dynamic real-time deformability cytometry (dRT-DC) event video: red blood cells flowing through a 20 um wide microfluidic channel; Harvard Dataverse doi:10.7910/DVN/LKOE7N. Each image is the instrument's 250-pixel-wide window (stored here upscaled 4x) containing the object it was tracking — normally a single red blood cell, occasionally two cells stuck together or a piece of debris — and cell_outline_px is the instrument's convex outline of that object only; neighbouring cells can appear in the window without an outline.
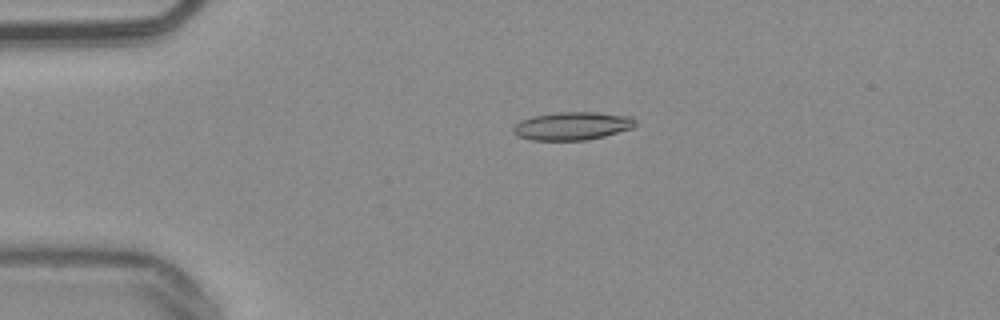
{"species": "common noctule bat (a hibernating species)", "species_latin": "Nyctalus noctula", "temperature_condition": "warm", "stored_images_in_passage": 49, "camera_frame_rate_fps": 3000, "um_per_image_px": 0.085, "animal": {"sex": "male", "body_mass_g": 20.4}, "frame": {"image": 1, "passage_image": 8, "time_ms": 2.333, "image_size_px": [1000, 320], "cell_outline_px": [[636, 124], [632, 128], [604, 136], [588, 140], [532, 140], [516, 136], [512, 132], [512, 128], [520, 120], [532, 116], [556, 112], [596, 112], [632, 116], [636, 120]], "centroid_in_image_um": [48.63, 10.7], "position_along_channel_um": 36.4, "area_um2": 20.17}}
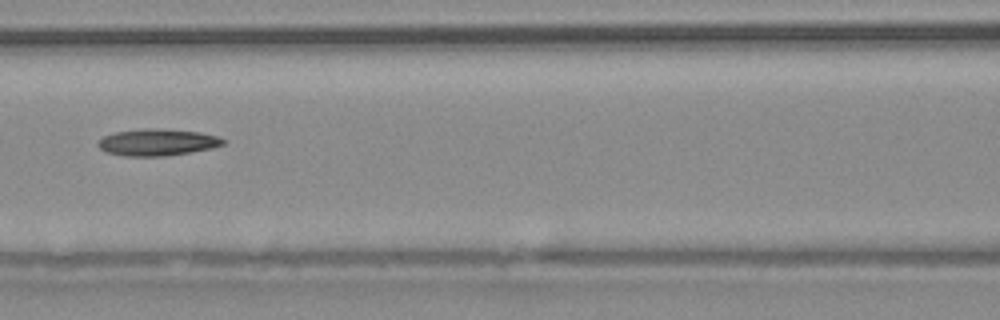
{"frame": {"image": 2, "passage_image": 20, "time_ms": 6.333, "image_size_px": [1000, 320], "cell_outline_px": [[224, 144], [212, 148], [168, 156], [124, 156], [104, 152], [96, 144], [104, 136], [116, 132], [144, 128], [152, 128], [200, 132], [216, 136], [224, 140]], "centroid_in_image_um": [13.34, 12.1], "position_along_channel_um": 153.3, "area_um2": 19.42}}
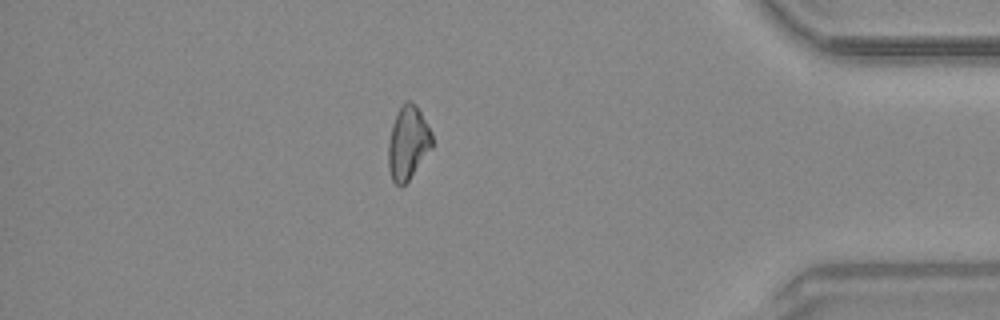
{"frame": {"image": 3, "passage_image": 42, "time_ms": 13.667, "image_size_px": [1000, 320], "cell_outline_px": [[432, 148], [408, 180], [400, 188], [392, 180], [388, 168], [388, 144], [392, 124], [400, 108], [408, 100], [412, 100], [420, 112], [432, 132]], "centroid_in_image_um": [34.67, 12.17], "position_along_channel_um": 400.5, "area_um2": 18.55}, "authors_computed_cell_mechanics": {"area_um2": 19.1896, "velocity_mm_per_s": 3.8604, "shape_relaxation_time_tau1_ms": null, "shape_relaxation_time_tau2_ms": 4.1227, "deformation_change_tau1": null, "deformation_change_tau2": 0.1247}}